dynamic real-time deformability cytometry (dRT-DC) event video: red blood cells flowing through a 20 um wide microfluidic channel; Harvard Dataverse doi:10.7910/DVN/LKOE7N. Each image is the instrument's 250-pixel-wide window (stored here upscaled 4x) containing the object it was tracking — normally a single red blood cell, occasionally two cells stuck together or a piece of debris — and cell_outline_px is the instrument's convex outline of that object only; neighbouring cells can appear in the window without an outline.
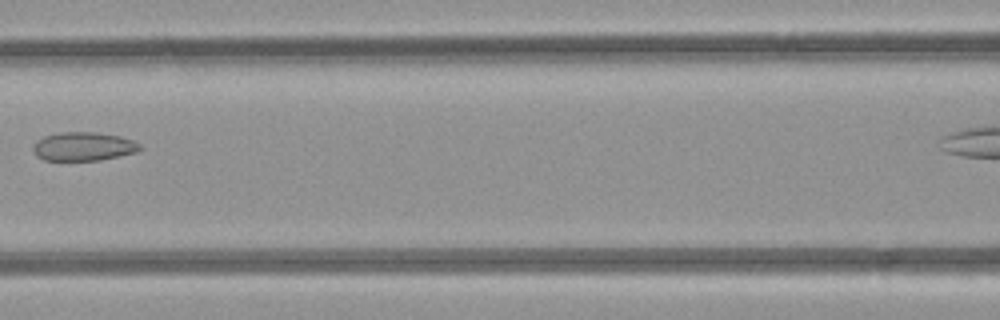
{"species": "common noctule bat (a hibernating species)", "species_latin": "Nyctalus noctula", "temperature_condition": "room temperature", "stored_images_in_passage": 6, "camera_frame_rate_fps": 3000, "um_per_image_px": 0.085, "animal": {"sex": "female", "body_mass_g": 21.9}, "frame": {"image": 1, "passage_image": 5, "time_ms": 5.333, "image_size_px": [1000, 320], "cell_outline_px": [[144, 148], [136, 152], [120, 156], [100, 160], [44, 160], [36, 156], [32, 148], [36, 140], [44, 136], [60, 132], [96, 132], [120, 136], [132, 140], [140, 144]], "centroid_in_image_um": [7.1, 12.44], "position_along_channel_um": 159.5, "area_um2": 17.98}}